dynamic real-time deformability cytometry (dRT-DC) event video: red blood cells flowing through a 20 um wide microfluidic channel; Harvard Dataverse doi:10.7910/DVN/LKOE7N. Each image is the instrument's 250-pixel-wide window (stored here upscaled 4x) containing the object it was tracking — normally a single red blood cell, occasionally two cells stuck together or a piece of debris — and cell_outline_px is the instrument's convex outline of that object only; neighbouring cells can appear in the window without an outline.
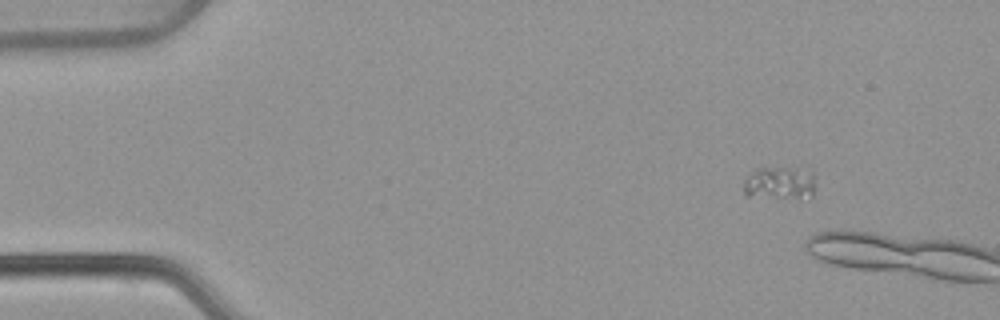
{"species": "common noctule bat (a hibernating species)", "species_latin": "Nyctalus noctula", "temperature_condition": "warm", "stored_images_in_passage": 3, "camera_frame_rate_fps": 3000, "um_per_image_px": 0.085, "animal": {"sex": "female", "body_mass_g": 22.7, "forearm_length_mm": 54.2}, "frame": {"image": 1, "passage_image": 1, "time_ms": 0.0, "image_size_px": [1000, 320], "cell_outline_px": [[812, 196], [800, 200], [744, 196], [744, 180], [756, 168], [808, 164], [812, 172]], "centroid_in_image_um": [66.31, 15.52], "position_along_channel_um": 18.7, "area_um2": 14.97}}